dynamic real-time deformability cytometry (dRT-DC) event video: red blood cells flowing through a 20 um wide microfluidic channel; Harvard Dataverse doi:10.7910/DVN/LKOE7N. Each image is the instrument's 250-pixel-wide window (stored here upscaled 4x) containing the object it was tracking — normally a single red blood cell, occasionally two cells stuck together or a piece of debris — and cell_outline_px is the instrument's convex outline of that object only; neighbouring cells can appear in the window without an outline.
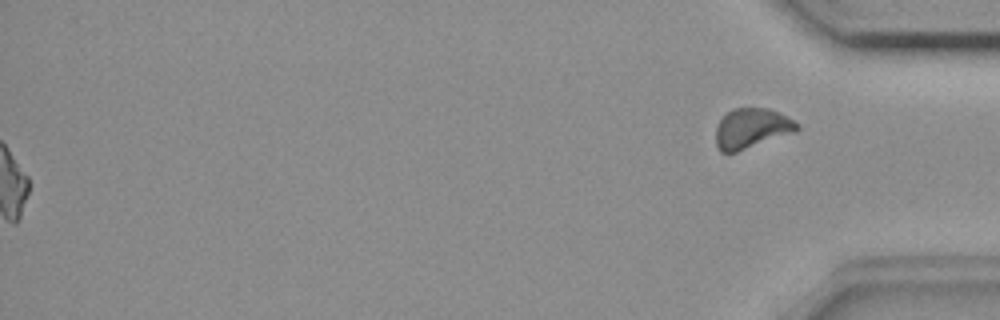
{"species": "common noctule bat (a hibernating species)", "species_latin": "Nyctalus noctula", "temperature_condition": "room temperature", "stored_images_in_passage": 42, "segment_of_instrument_passage": [2, 2], "camera_frame_rate_fps": 3000, "um_per_image_px": 0.085, "animal": {"sex": "female", "body_mass_g": 18.4}, "frame": {"image": 1, "passage_image": 42, "time_ms": 13.667, "image_size_px": [1000, 320], "cell_outline_px": [[800, 128], [736, 152], [720, 152], [716, 144], [716, 128], [720, 120], [732, 108], [768, 108], [780, 112], [800, 124]], "centroid_in_image_um": [63.85, 10.88], "position_along_channel_um": 371.4, "area_um2": 18.44}}